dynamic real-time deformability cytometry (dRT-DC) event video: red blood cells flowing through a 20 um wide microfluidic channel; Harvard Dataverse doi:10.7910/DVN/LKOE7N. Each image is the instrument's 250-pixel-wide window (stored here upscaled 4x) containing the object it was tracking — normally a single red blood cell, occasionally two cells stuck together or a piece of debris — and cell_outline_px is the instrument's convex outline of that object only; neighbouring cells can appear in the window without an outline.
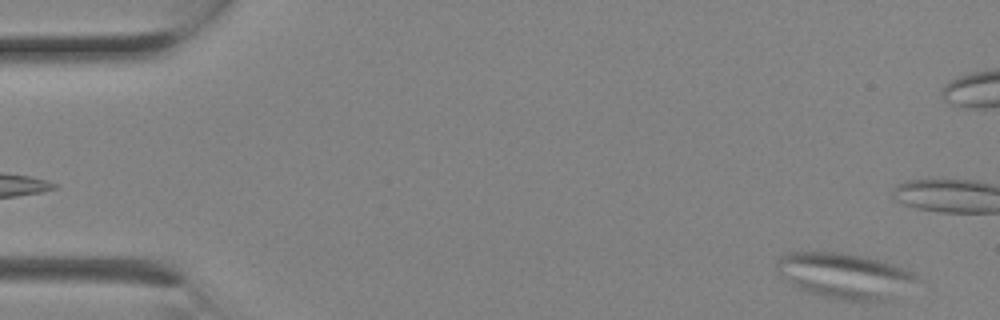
{"species": "Egyptian fruit bat (a non-hibernating species)", "species_latin": "Rousettus aegyptiacus", "temperature_condition": "room temperature", "stored_images_in_passage": 3, "camera_frame_rate_fps": 3000, "um_per_image_px": 0.085, "animal": {"sex": "female"}, "frame": {"image": 1, "passage_image": 3, "time_ms": 0.667, "image_size_px": [1000, 320], "cell_outline_px": [[916, 280], [892, 300], [868, 304], [840, 300], [808, 292], [792, 284], [776, 268], [776, 260], [784, 252], [840, 252], [864, 256], [892, 264], [912, 272], [916, 276]], "centroid_in_image_um": [71.81, 23.46], "position_along_channel_um": 13.2, "area_um2": 37.34}}